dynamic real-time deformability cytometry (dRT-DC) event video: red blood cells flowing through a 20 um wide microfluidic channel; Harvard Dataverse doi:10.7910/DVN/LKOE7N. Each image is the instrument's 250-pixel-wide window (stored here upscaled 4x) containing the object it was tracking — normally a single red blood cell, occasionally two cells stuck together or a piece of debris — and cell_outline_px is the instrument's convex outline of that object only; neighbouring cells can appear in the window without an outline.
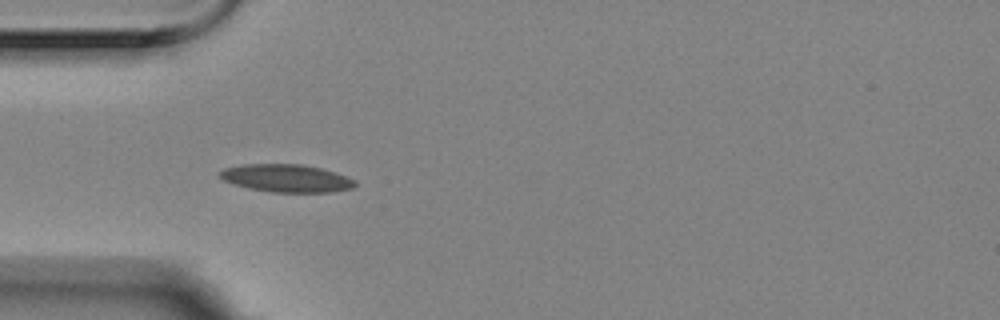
{"species": "Egyptian fruit bat (a non-hibernating species)", "species_latin": "Rousettus aegyptiacus", "temperature_condition": "room temperature", "stored_images_in_passage": 6, "camera_frame_rate_fps": 3000, "um_per_image_px": 0.085, "animal": {"sex": "female"}, "frame": {"image": 1, "passage_image": 5, "time_ms": 1.333, "image_size_px": [1000, 320], "cell_outline_px": [[356, 184], [352, 188], [332, 192], [272, 192], [248, 188], [220, 180], [216, 176], [216, 172], [224, 168], [240, 164], [300, 164], [320, 168], [356, 180]], "centroid_in_image_um": [24.23, 15.14], "position_along_channel_um": 60.8, "area_um2": 22.02}}
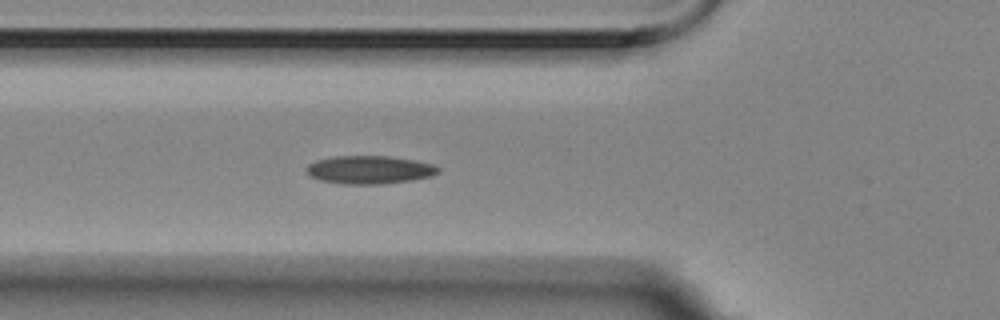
{"frame": {"image": 2, "passage_image": 6, "time_ms": 1.667, "image_size_px": [1000, 320], "cell_outline_px": [[440, 172], [432, 176], [412, 180], [380, 184], [344, 184], [320, 180], [312, 176], [308, 172], [308, 164], [316, 160], [332, 156], [388, 156], [416, 160], [432, 164], [440, 168]], "centroid_in_image_um": [31.45, 14.42], "position_along_channel_um": 94.4, "area_um2": 21.56}}